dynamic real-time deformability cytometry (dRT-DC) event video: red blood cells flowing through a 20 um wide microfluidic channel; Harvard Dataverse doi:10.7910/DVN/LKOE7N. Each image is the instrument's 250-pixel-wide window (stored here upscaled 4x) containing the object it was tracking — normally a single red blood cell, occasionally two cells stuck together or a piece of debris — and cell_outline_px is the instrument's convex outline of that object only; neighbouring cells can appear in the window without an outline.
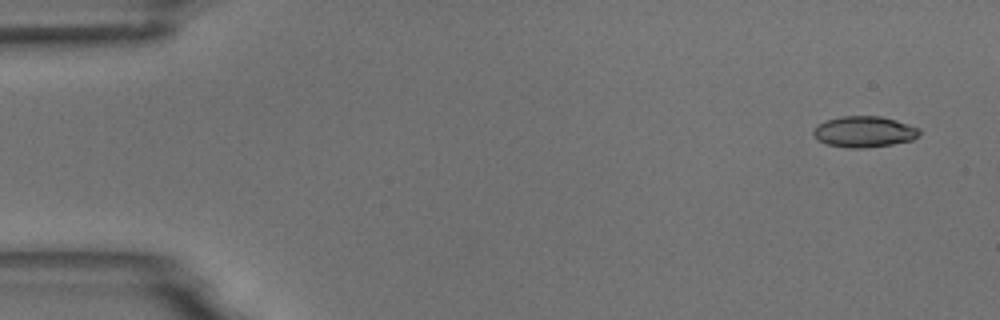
{"species": "common noctule bat (a hibernating species)", "species_latin": "Nyctalus noctula", "temperature_condition": "room temperature", "stored_images_in_passage": 6, "camera_frame_rate_fps": 3000, "um_per_image_px": 0.085, "animal": {"sex": "male", "body_mass_g": 18.8}, "frame": {"image": 1, "passage_image": 1, "time_ms": 0.0, "image_size_px": [1000, 320], "cell_outline_px": [[920, 132], [912, 140], [892, 144], [864, 148], [848, 148], [828, 144], [820, 140], [812, 132], [820, 124], [828, 120], [844, 116], [880, 116], [896, 120], [920, 128]], "centroid_in_image_um": [73.5, 11.2], "position_along_channel_um": 11.5, "area_um2": 18.79}}
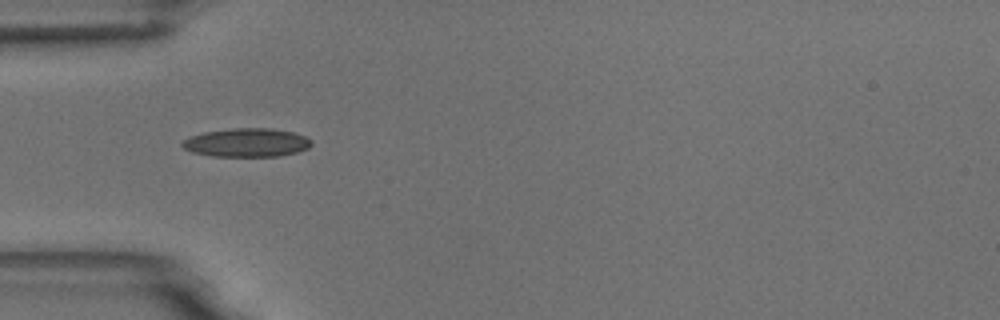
{"frame": {"image": 2, "passage_image": 5, "time_ms": 4.667, "image_size_px": [1000, 320], "cell_outline_px": [[312, 144], [308, 148], [296, 152], [276, 156], [212, 156], [192, 152], [184, 148], [180, 144], [184, 140], [192, 136], [204, 132], [232, 128], [272, 128], [292, 132], [304, 136], [312, 140]], "centroid_in_image_um": [20.97, 12.12], "position_along_channel_um": 64.0, "area_um2": 21.39}}